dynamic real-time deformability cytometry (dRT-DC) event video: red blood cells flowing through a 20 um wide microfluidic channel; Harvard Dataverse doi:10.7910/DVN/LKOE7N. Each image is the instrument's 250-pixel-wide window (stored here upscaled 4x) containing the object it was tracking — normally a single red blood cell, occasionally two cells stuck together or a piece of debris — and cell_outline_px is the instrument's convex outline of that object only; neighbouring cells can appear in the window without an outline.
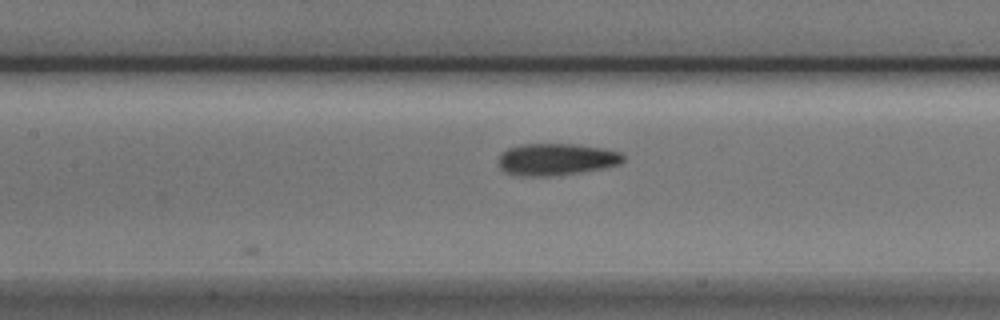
{"species": "Egyptian fruit bat (a non-hibernating species)", "species_latin": "Rousettus aegyptiacus", "temperature_condition": "cold", "stored_images_in_passage": 14, "camera_frame_rate_fps": 3000, "um_per_image_px": 0.085, "animal": {"sex": "male"}, "frame": {"image": 1, "passage_image": 14, "time_ms": 4.333, "image_size_px": [1000, 320], "cell_outline_px": [[624, 160], [620, 164], [604, 168], [580, 172], [552, 176], [516, 176], [504, 172], [500, 168], [500, 152], [508, 148], [520, 144], [576, 144], [604, 148], [620, 152], [624, 156]], "centroid_in_image_um": [47.28, 13.54], "position_along_channel_um": 160.1, "area_um2": 23.41}}